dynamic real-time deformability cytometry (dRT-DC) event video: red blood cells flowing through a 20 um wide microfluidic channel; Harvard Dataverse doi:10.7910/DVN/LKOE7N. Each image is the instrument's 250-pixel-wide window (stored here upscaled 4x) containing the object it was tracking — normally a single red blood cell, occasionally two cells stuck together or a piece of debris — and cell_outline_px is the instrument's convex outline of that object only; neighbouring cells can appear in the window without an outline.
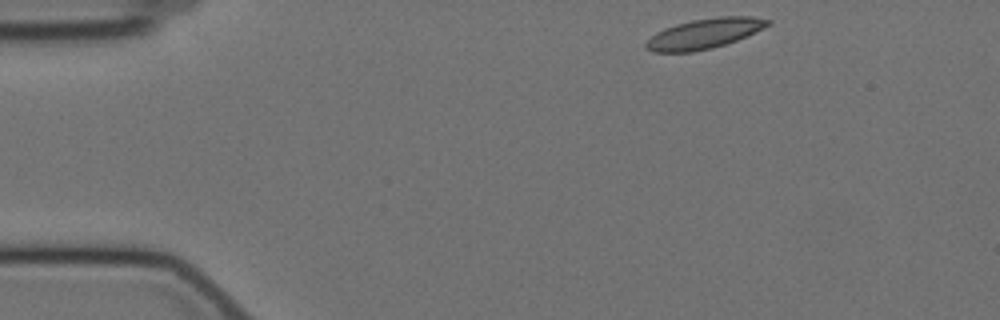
{"species": "Egyptian fruit bat (a non-hibernating species)", "species_latin": "Rousettus aegyptiacus", "temperature_condition": "cold", "stored_images_in_passage": 50, "camera_frame_rate_fps": 3000, "um_per_image_px": 0.085, "animal": {"sex": "female"}, "frame": {"image": 1, "passage_image": 1, "time_ms": 0.0, "image_size_px": [1000, 320], "cell_outline_px": [[772, 24], [736, 40], [712, 48], [692, 52], [652, 52], [644, 48], [644, 44], [656, 32], [664, 28], [676, 24], [692, 20], [720, 16], [752, 16], [772, 20]], "centroid_in_image_um": [59.86, 2.85], "position_along_channel_um": 25.1, "area_um2": 21.33}}
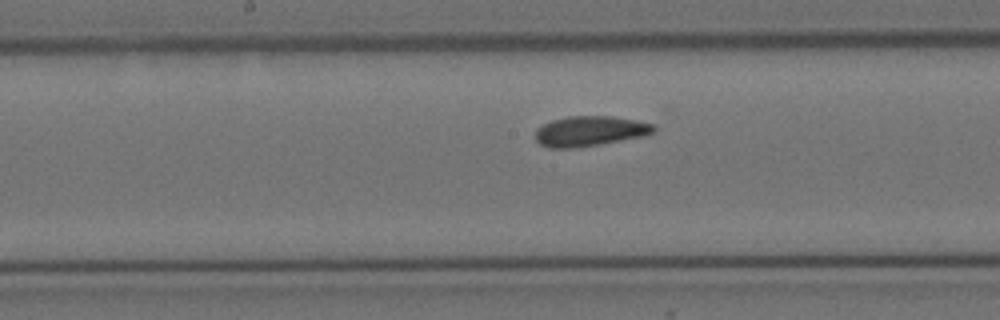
{"frame": {"image": 2, "passage_image": 22, "time_ms": 7.0, "image_size_px": [1000, 320], "cell_outline_px": [[656, 132], [640, 136], [576, 148], [548, 148], [540, 144], [536, 140], [536, 128], [552, 120], [568, 116], [612, 116], [636, 120], [656, 124]], "centroid_in_image_um": [50.13, 11.13], "position_along_channel_um": 198.1, "area_um2": 20.69}}
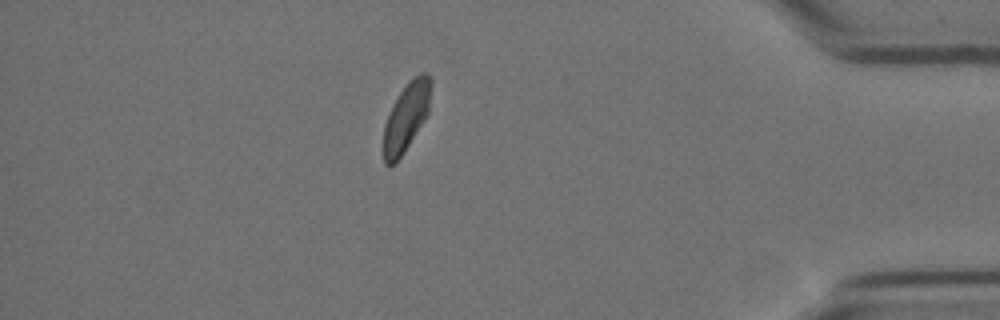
{"frame": {"image": 3, "passage_image": 43, "time_ms": 14.0, "image_size_px": [1000, 320], "cell_outline_px": [[432, 80], [428, 112], [424, 120], [396, 164], [384, 164], [384, 124], [392, 104], [408, 80], [420, 72], [428, 72]], "centroid_in_image_um": [34.54, 9.89], "position_along_channel_um": 400.7, "area_um2": 18.9}, "authors_computed_cell_mechanics": {"area_um2": 20.6346, "velocity_mm_per_s": 3.4656, "shape_relaxation_time_tau1_ms": 10.0929, "shape_relaxation_time_tau2_ms": 4.9275, "deformation_change_tau1": 0.1436, "deformation_change_tau2": 0.0832}}